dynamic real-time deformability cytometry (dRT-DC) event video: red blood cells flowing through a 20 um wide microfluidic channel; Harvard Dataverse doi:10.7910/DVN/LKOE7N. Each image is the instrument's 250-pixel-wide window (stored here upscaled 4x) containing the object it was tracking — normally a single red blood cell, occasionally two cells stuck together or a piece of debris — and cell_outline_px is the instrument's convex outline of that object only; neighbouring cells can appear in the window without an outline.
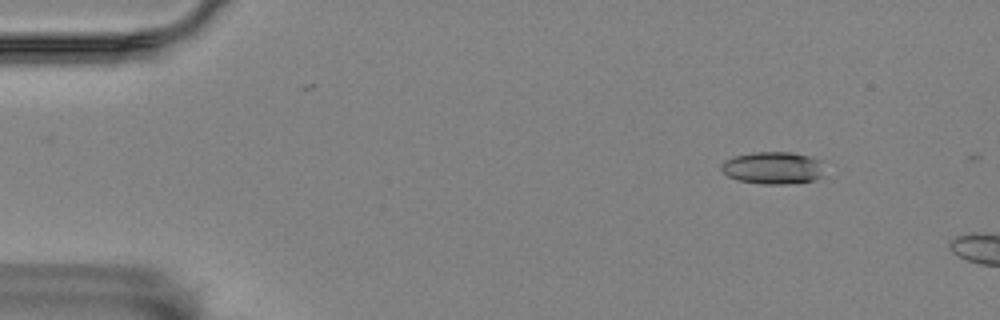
{"species": "Egyptian fruit bat (a non-hibernating species)", "species_latin": "Rousettus aegyptiacus", "temperature_condition": "room temperature", "stored_images_in_passage": 5, "camera_frame_rate_fps": 3000, "um_per_image_px": 0.085, "animal": {"sex": "female"}, "frame": {"image": 1, "passage_image": 1, "time_ms": 0.0, "image_size_px": [1000, 320], "cell_outline_px": [[824, 176], [816, 180], [788, 184], [760, 184], [736, 180], [728, 176], [720, 168], [720, 164], [724, 160], [732, 156], [752, 152], [792, 152], [824, 160]], "centroid_in_image_um": [65.74, 14.27], "position_along_channel_um": 19.3, "area_um2": 20.06}}